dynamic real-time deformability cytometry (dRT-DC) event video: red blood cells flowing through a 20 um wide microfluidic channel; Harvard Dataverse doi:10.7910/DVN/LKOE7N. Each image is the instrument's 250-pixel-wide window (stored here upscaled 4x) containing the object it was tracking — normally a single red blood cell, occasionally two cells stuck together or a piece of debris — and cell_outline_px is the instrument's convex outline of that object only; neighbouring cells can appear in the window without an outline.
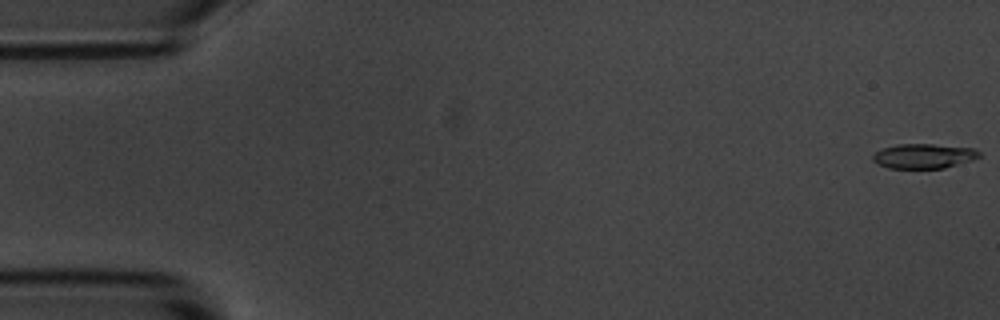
{"species": "common noctule bat (a hibernating species)", "species_latin": "Nyctalus noctula", "temperature_condition": "room temperature", "stored_images_in_passage": 55, "camera_frame_rate_fps": 3000, "um_per_image_px": 0.085, "animal": {"sex": "male", "body_mass_g": 20.1, "forearm_length_mm": 53.5}, "frame": {"image": 1, "passage_image": 1, "time_ms": 0.0, "image_size_px": [1000, 320], "cell_outline_px": [[980, 156], [972, 160], [944, 168], [888, 168], [872, 160], [872, 156], [876, 152], [884, 148], [896, 144], [932, 144], [972, 148], [980, 152]], "centroid_in_image_um": [78.51, 13.26], "position_along_channel_um": 6.5, "area_um2": 15.14}}
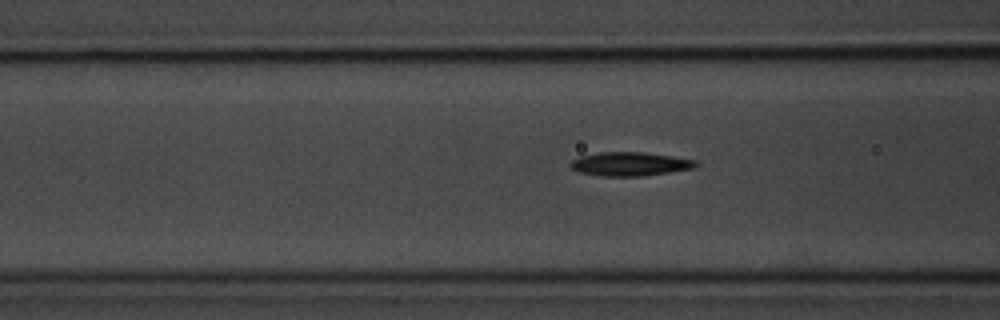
{"frame": {"image": 2, "passage_image": 21, "time_ms": 6.667, "image_size_px": [1000, 320], "cell_outline_px": [[700, 164], [696, 168], [644, 176], [600, 176], [580, 172], [572, 168], [568, 164], [572, 160], [580, 156], [600, 152], [644, 152], [672, 156], [696, 160]], "centroid_in_image_um": [53.58, 13.94], "position_along_channel_um": 113.0, "area_um2": 17.51}}
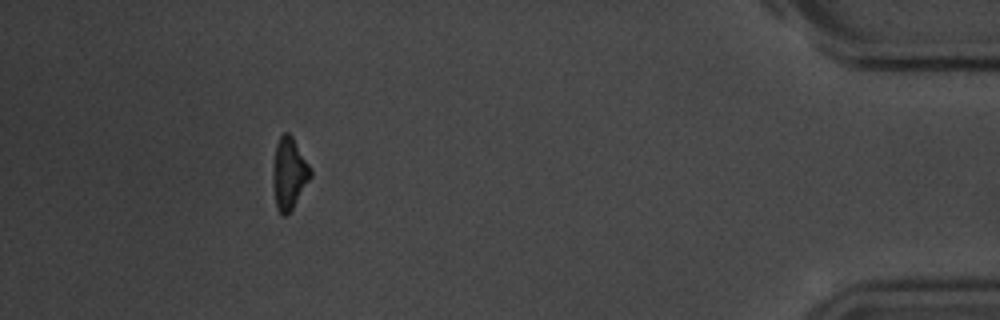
{"frame": {"image": 3, "passage_image": 50, "time_ms": 16.333, "image_size_px": [1000, 320], "cell_outline_px": [[312, 176], [292, 208], [284, 216], [276, 208], [272, 184], [272, 168], [276, 144], [280, 136], [284, 132], [288, 132], [292, 136], [308, 164], [312, 172]], "centroid_in_image_um": [24.54, 14.73], "position_along_channel_um": 410.7, "area_um2": 15.61}, "authors_computed_cell_mechanics": {"area_um2": 16.473, "velocity_mm_per_s": 3.6894, "shape_relaxation_time_tau1_ms": 2.4044, "shape_relaxation_time_tau2_ms": null, "deformation_change_tau1": 0.1403, "deformation_change_tau2": null}}